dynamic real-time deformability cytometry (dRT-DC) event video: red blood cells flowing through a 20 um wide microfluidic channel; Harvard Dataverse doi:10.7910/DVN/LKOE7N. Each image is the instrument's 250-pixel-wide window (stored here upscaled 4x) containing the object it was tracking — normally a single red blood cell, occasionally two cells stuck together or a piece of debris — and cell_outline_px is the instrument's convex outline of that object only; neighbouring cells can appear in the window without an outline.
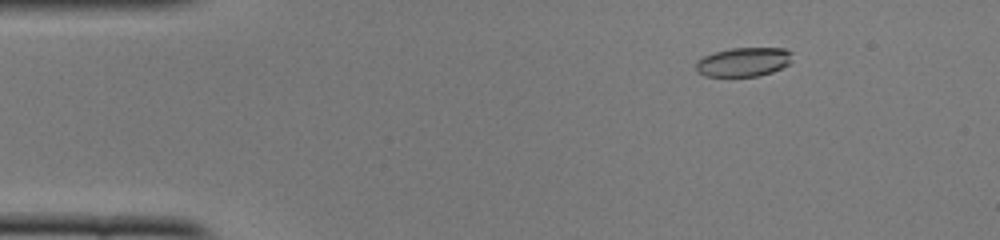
{"species": "common noctule bat (a hibernating species)", "species_latin": "Nyctalus noctula", "temperature_condition": "cold", "stored_images_in_passage": 51, "camera_frame_rate_fps": 3000, "um_per_image_px": 0.085, "animal": {"sex": "female", "body_mass_g": 22.0, "forearm_length_mm": 56.7}, "frame": {"image": 1, "passage_image": 7, "time_ms": 2.0, "image_size_px": [1000, 240], "cell_outline_px": [[792, 60], [788, 64], [772, 72], [760, 76], [704, 76], [696, 68], [696, 60], [704, 56], [716, 52], [732, 48], [784, 48], [792, 52]], "centroid_in_image_um": [63.22, 5.26], "position_along_channel_um": 21.8, "area_um2": 16.24}}
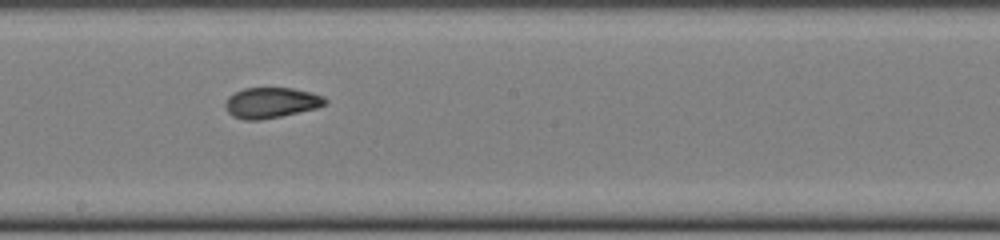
{"frame": {"image": 2, "passage_image": 28, "time_ms": 9.0, "image_size_px": [1000, 240], "cell_outline_px": [[328, 104], [316, 108], [280, 116], [260, 120], [244, 120], [232, 116], [228, 112], [224, 104], [228, 96], [244, 88], [292, 88], [324, 96], [328, 100]], "centroid_in_image_um": [23.04, 8.73], "position_along_channel_um": 225.2, "area_um2": 17.74}}
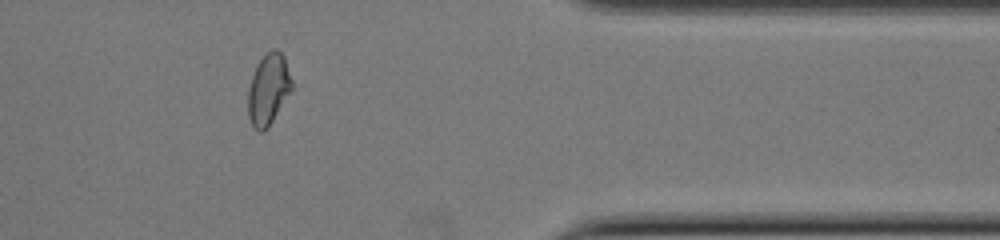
{"frame": {"image": 3, "passage_image": 42, "time_ms": 13.667, "image_size_px": [1000, 240], "cell_outline_px": [[292, 88], [268, 128], [264, 132], [260, 132], [252, 124], [248, 116], [248, 88], [256, 64], [272, 48], [276, 48], [284, 56], [292, 80]], "centroid_in_image_um": [22.8, 7.58], "position_along_channel_um": 388.6, "area_um2": 17.98}, "authors_computed_cell_mechanics": {"area_um2": 17.6868, "velocity_mm_per_s": 3.9252, "shape_relaxation_time_tau1_ms": null, "shape_relaxation_time_tau2_ms": 1.3245, "deformation_change_tau1": null, "deformation_change_tau2": 0.0539}}